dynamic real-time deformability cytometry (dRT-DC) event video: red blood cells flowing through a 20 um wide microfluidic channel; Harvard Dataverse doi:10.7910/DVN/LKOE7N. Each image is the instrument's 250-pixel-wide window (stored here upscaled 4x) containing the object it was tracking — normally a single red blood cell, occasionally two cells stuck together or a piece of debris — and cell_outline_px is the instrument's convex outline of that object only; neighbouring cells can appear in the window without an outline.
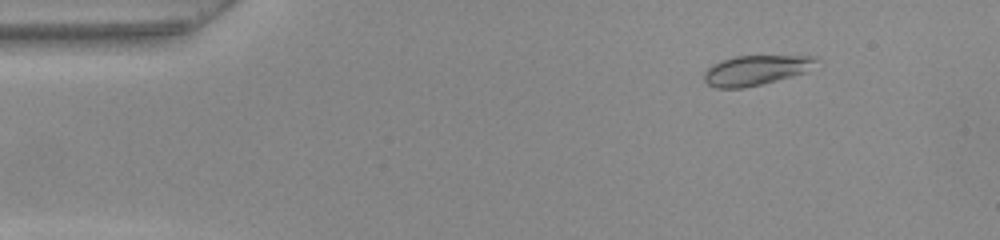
{"species": "common noctule bat (a hibernating species)", "species_latin": "Nyctalus noctula", "temperature_condition": "warm", "stored_images_in_passage": 46, "camera_frame_rate_fps": 3000, "um_per_image_px": 0.085, "animal": {"sex": "female", "body_mass_g": 22.0, "forearm_length_mm": 56.7}, "frame": {"image": 1, "passage_image": 1, "time_ms": 0.0, "image_size_px": [1000, 240], "cell_outline_px": [[824, 60], [804, 72], [792, 76], [744, 88], [716, 88], [708, 84], [704, 80], [704, 72], [712, 64], [736, 56], [816, 56]], "centroid_in_image_um": [64.29, 5.96], "position_along_channel_um": 20.7, "area_um2": 19.48}}
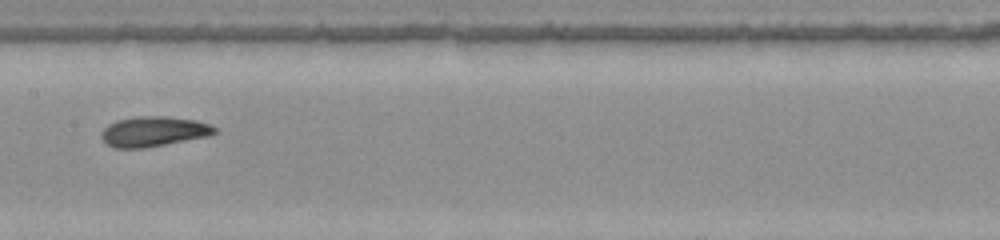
{"frame": {"image": 2, "passage_image": 20, "time_ms": 6.333, "image_size_px": [1000, 240], "cell_outline_px": [[216, 132], [208, 136], [144, 148], [116, 148], [108, 144], [100, 136], [100, 132], [108, 124], [116, 120], [140, 116], [164, 116], [196, 120], [208, 124], [216, 128]], "centroid_in_image_um": [13.02, 11.17], "position_along_channel_um": 194.4, "area_um2": 19.71}}
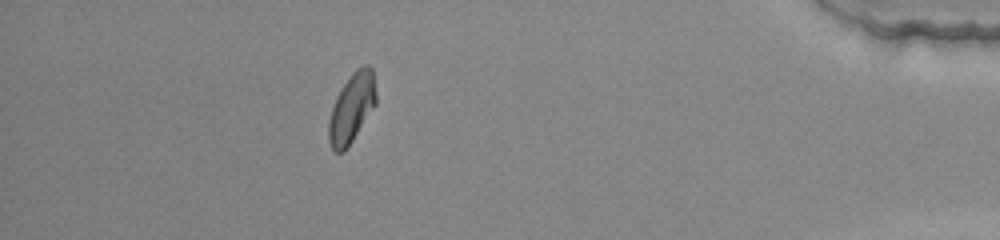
{"frame": {"image": 3, "passage_image": 40, "time_ms": 13.0, "image_size_px": [1000, 240], "cell_outline_px": [[376, 104], [344, 152], [336, 152], [332, 148], [328, 140], [328, 120], [336, 96], [352, 72], [356, 68], [364, 64], [368, 64], [372, 68], [376, 92]], "centroid_in_image_um": [29.89, 9.15], "position_along_channel_um": 405.3, "area_um2": 19.02}, "authors_computed_cell_mechanics": {"area_um2": 19.2474, "velocity_mm_per_s": 3.9422, "shape_relaxation_time_tau1_ms": 3.9552, "shape_relaxation_time_tau2_ms": 1.4132, "deformation_change_tau1": 0.1664, "deformation_change_tau2": 0.0586}}